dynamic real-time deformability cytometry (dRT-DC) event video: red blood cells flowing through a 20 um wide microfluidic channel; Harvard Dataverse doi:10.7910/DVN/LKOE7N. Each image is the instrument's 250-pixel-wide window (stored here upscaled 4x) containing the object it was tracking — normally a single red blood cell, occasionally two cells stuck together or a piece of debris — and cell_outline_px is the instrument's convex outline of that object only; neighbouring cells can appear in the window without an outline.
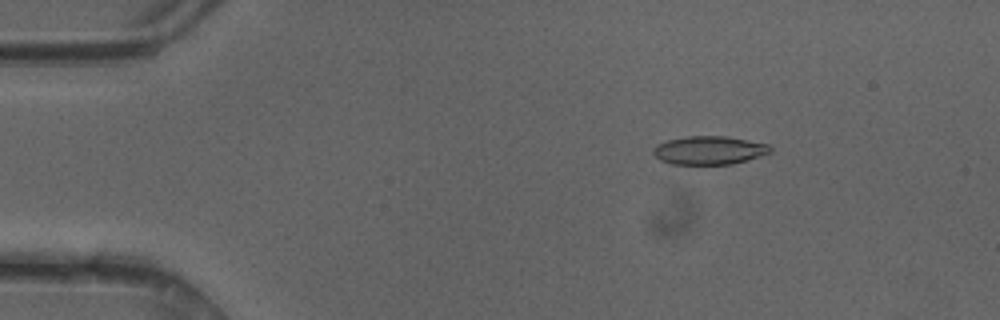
{"species": "common noctule bat (a hibernating species)", "species_latin": "Nyctalus noctula", "temperature_condition": "cold", "stored_images_in_passage": 49, "camera_frame_rate_fps": 3000, "um_per_image_px": 0.085, "animal": {"sex": "female"}, "frame": {"image": 1, "passage_image": 8, "time_ms": 2.333, "image_size_px": [1000, 320], "cell_outline_px": [[772, 152], [748, 160], [732, 164], [672, 164], [660, 160], [652, 152], [652, 148], [656, 144], [668, 140], [688, 136], [724, 136], [748, 140], [768, 144], [772, 148]], "centroid_in_image_um": [60.28, 12.77], "position_along_channel_um": 24.7, "area_um2": 19.42}}
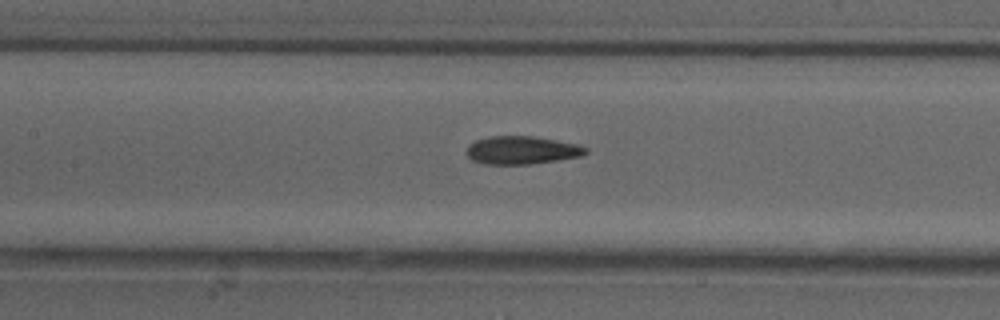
{"frame": {"image": 2, "passage_image": 23, "time_ms": 7.333, "image_size_px": [1000, 320], "cell_outline_px": [[588, 152], [580, 156], [556, 160], [528, 164], [484, 164], [472, 160], [464, 152], [468, 144], [476, 140], [488, 136], [532, 136], [556, 140], [576, 144], [588, 148]], "centroid_in_image_um": [44.29, 12.76], "position_along_channel_um": 163.1, "area_um2": 19.48}}
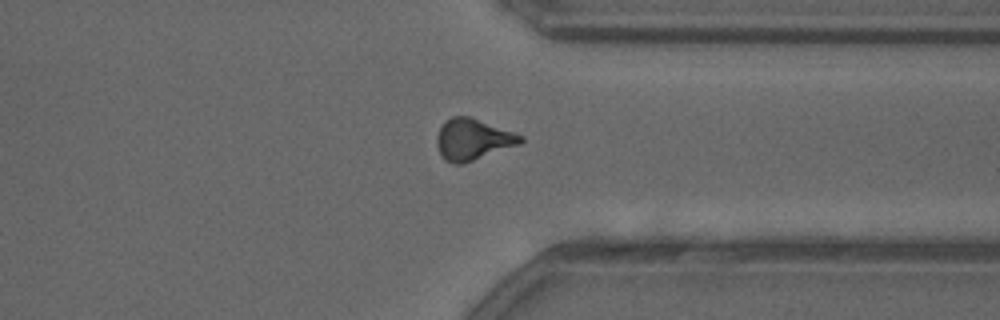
{"frame": {"image": 3, "passage_image": 38, "time_ms": 12.333, "image_size_px": [1000, 320], "cell_outline_px": [[524, 140], [520, 144], [464, 164], [452, 164], [444, 160], [436, 144], [436, 136], [444, 120], [452, 116], [468, 116], [524, 136]], "centroid_in_image_um": [40.16, 11.87], "position_along_channel_um": 371.2, "area_um2": 20.17}, "authors_computed_cell_mechanics": {"area_um2": 19.2474, "velocity_mm_per_s": 4.2035, "shape_relaxation_time_tau1_ms": 4.1378, "shape_relaxation_time_tau2_ms": 1.9479, "deformation_change_tau1": 0.1446, "deformation_change_tau2": 0.1027}}